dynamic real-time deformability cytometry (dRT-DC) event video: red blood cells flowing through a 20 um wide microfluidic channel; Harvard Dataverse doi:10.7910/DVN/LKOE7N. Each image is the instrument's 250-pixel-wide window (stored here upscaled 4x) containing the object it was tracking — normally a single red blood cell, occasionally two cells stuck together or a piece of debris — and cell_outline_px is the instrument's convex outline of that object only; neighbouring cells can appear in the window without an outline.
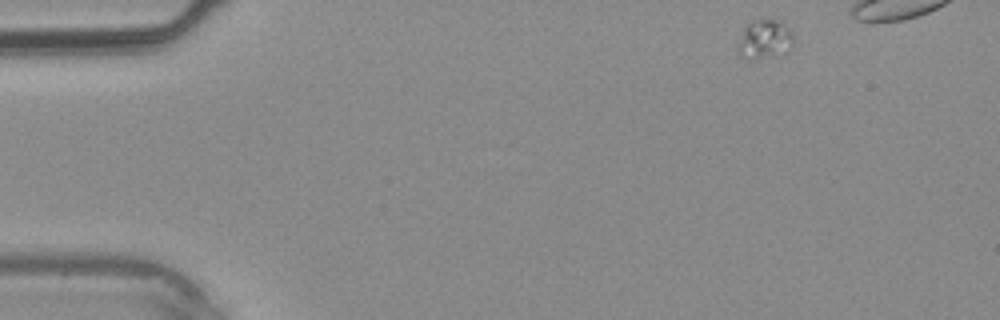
{"species": "common noctule bat (a hibernating species)", "species_latin": "Nyctalus noctula", "temperature_condition": "warm", "stored_images_in_passage": 15, "camera_frame_rate_fps": 3000, "um_per_image_px": 0.085, "animal": {"sex": "male", "body_mass_g": 20.4}, "frame": {"image": 1, "passage_image": 1, "time_ms": 0.0, "image_size_px": [1000, 320], "cell_outline_px": [[792, 44], [752, 60], [748, 60], [740, 56], [740, 44], [744, 28], [752, 20], [776, 20], [784, 24], [792, 32]], "centroid_in_image_um": [64.94, 3.27], "position_along_channel_um": 20.1, "area_um2": 11.33}}